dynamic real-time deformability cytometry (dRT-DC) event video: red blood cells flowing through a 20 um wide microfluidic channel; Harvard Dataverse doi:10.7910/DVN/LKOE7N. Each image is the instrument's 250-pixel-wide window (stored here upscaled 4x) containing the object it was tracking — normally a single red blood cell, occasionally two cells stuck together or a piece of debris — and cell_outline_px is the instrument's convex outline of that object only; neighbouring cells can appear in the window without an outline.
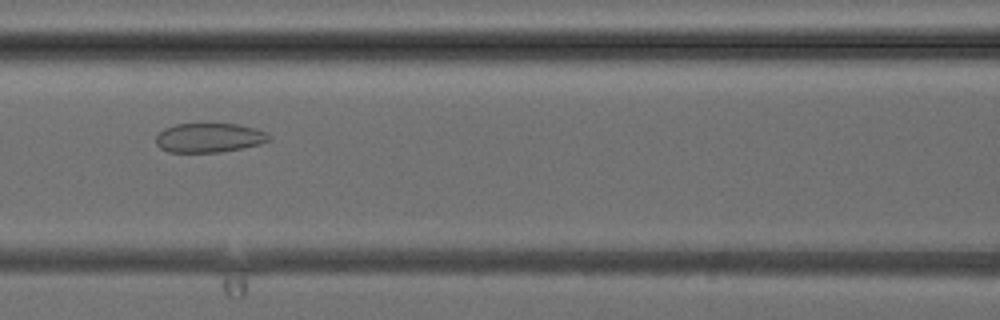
{"species": "common noctule bat (a hibernating species)", "species_latin": "Nyctalus noctula", "temperature_condition": "cold", "stored_images_in_passage": 5, "camera_frame_rate_fps": 3000, "um_per_image_px": 0.085, "animal": {"sex": "female", "body_mass_g": 24.6, "forearm_length_mm": 56.2}, "frame": {"image": 1, "passage_image": 5, "time_ms": 5.333, "image_size_px": [1000, 320], "cell_outline_px": [[272, 140], [260, 144], [220, 152], [168, 152], [160, 148], [156, 144], [156, 136], [164, 128], [176, 124], [236, 124], [268, 132], [272, 136]], "centroid_in_image_um": [17.79, 11.71], "position_along_channel_um": 148.8, "area_um2": 19.31}}